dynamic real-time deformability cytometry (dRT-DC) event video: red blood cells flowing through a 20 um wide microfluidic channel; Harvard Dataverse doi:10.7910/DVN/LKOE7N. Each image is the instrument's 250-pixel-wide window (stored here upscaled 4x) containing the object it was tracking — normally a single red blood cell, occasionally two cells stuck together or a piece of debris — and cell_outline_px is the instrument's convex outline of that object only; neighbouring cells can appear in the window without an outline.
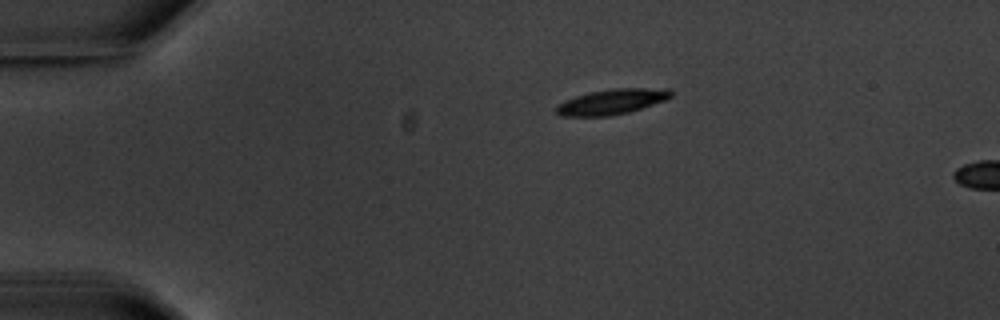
{"species": "common noctule bat (a hibernating species)", "species_latin": "Nyctalus noctula", "temperature_condition": "warm", "stored_images_in_passage": 2, "camera_frame_rate_fps": 3000, "um_per_image_px": 0.085, "animal": {"sex": "male", "body_mass_g": 20.1, "forearm_length_mm": 53.5}, "frame": {"image": 1, "passage_image": 1, "time_ms": 0.0, "image_size_px": [1000, 320], "cell_outline_px": [[672, 96], [664, 100], [628, 112], [608, 116], [560, 116], [556, 112], [556, 104], [564, 100], [588, 92], [612, 88], [668, 88], [672, 92]], "centroid_in_image_um": [51.96, 8.63], "position_along_channel_um": 33.0, "area_um2": 16.88}}